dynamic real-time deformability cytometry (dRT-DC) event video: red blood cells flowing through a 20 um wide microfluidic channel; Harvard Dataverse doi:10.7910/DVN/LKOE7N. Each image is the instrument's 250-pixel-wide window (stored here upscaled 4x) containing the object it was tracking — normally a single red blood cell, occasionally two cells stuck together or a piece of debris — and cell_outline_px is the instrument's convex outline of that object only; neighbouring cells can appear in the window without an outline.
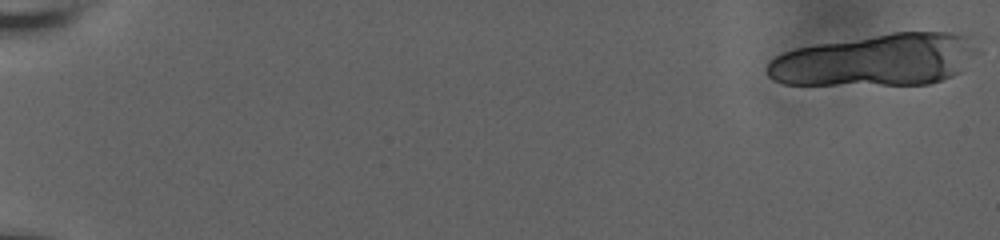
{"species": "human", "species_latin": "Homo sapiens", "temperature_condition": "room temperature", "stored_images_in_passage": 20, "camera_frame_rate_fps": 3000, "um_per_image_px": 0.085, "donor": {"sex": "male"}, "frame": {"image": 1, "passage_image": 1, "time_ms": 0.0, "image_size_px": [1000, 240], "cell_outline_px": [[964, 40], [960, 72], [952, 76], [928, 84], [784, 84], [772, 80], [768, 76], [764, 68], [768, 60], [784, 52], [796, 48], [816, 44], [892, 32], [952, 32], [964, 36]], "centroid_in_image_um": [74.14, 5.12], "position_along_channel_um": 10.9, "area_um2": 61.61}}
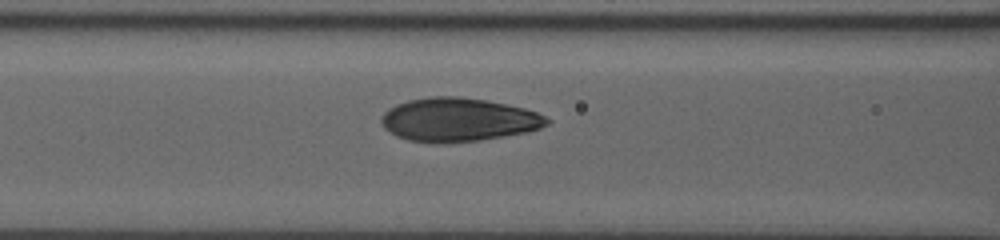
{"frame": {"image": 2, "passage_image": 20, "time_ms": 6.333, "image_size_px": [1000, 240], "cell_outline_px": [[552, 120], [548, 124], [540, 128], [524, 132], [480, 140], [408, 140], [396, 136], [384, 128], [380, 120], [380, 116], [388, 108], [396, 104], [408, 100], [428, 96], [460, 96], [488, 100], [524, 108], [536, 112]], "centroid_in_image_um": [38.95, 10.12], "position_along_channel_um": 127.7, "area_um2": 41.27}}